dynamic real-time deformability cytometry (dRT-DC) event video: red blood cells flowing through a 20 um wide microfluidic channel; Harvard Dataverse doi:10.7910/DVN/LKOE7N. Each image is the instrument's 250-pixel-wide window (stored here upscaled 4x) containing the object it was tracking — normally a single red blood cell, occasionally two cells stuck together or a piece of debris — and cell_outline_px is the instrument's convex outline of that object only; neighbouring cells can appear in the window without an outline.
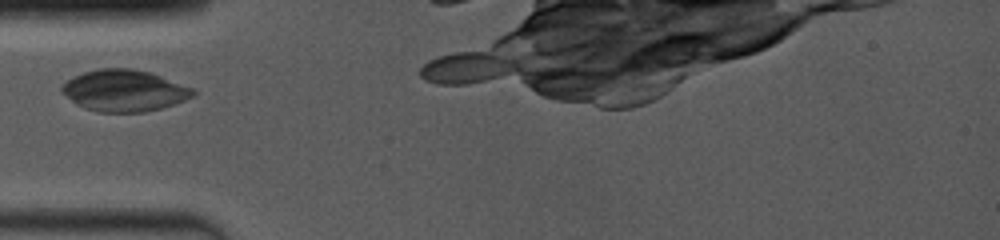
{"species": "common noctule bat (a hibernating species)", "species_latin": "Nyctalus noctula", "temperature_condition": "room temperature", "stored_images_in_passage": 9, "camera_frame_rate_fps": 4000, "um_per_image_px": 0.085, "animal": {"sex": "female", "body_mass_g": 19.0, "forearm_length_mm": 53.3}, "frame": {"image": 1, "passage_image": 4, "time_ms": 1.0, "image_size_px": [1000, 240], "cell_outline_px": [[196, 92], [192, 96], [184, 100], [160, 108], [144, 112], [96, 112], [84, 108], [76, 104], [60, 92], [60, 84], [84, 72], [100, 68], [132, 68], [152, 72], [192, 88]], "centroid_in_image_um": [10.52, 7.69], "position_along_channel_um": 74.5, "area_um2": 31.79}}
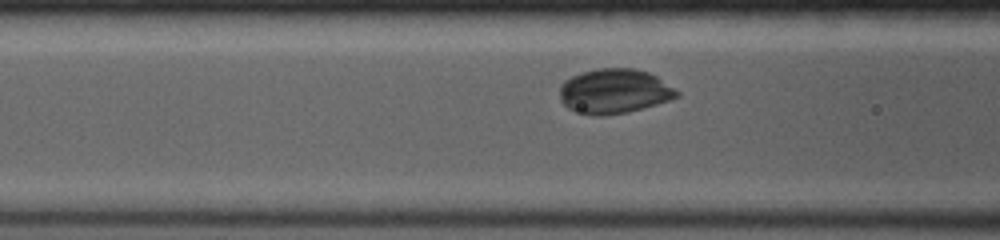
{"frame": {"image": 2, "passage_image": 7, "time_ms": 2.0, "image_size_px": [1000, 240], "cell_outline_px": [[680, 96], [644, 108], [628, 112], [604, 116], [596, 116], [568, 108], [560, 100], [560, 84], [564, 80], [580, 72], [596, 68], [636, 68], [648, 72], [656, 76], [680, 92]], "centroid_in_image_um": [52.21, 7.74], "position_along_channel_um": 114.4, "area_um2": 30.58}}